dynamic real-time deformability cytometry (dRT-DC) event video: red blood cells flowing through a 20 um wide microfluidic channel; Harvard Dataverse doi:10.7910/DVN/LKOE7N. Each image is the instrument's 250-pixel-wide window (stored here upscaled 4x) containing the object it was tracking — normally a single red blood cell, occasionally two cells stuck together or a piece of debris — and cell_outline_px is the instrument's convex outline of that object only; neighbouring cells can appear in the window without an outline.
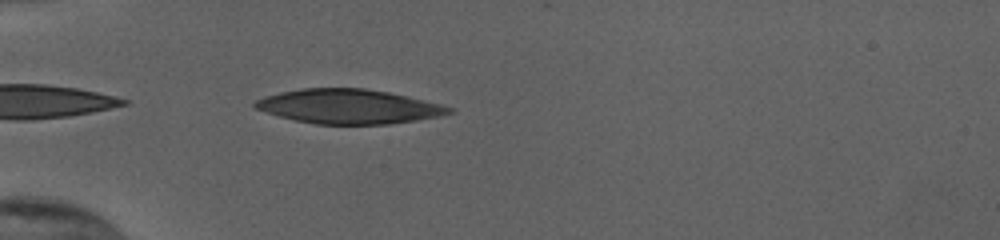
{"species": "human", "species_latin": "Homo sapiens", "temperature_condition": "cold", "stored_images_in_passage": 37, "camera_frame_rate_fps": 3000, "um_per_image_px": 0.085, "donor": {"sex": "female"}, "frame": {"image": 1, "passage_image": 1, "time_ms": 0.0, "image_size_px": [1000, 240], "cell_outline_px": [[452, 112], [440, 116], [416, 120], [388, 124], [316, 124], [296, 120], [280, 116], [256, 108], [252, 104], [256, 100], [264, 96], [280, 92], [300, 88], [364, 88], [388, 92], [440, 104], [452, 108]], "centroid_in_image_um": [29.62, 9.04], "position_along_channel_um": 55.4, "area_um2": 38.49}}
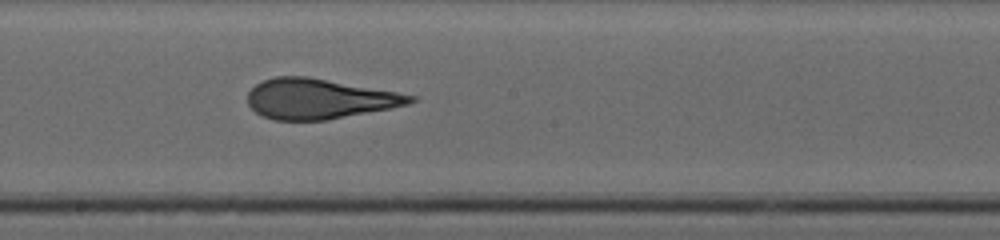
{"frame": {"image": 2, "passage_image": 15, "time_ms": 4.667, "image_size_px": [1000, 240], "cell_outline_px": [[416, 100], [408, 104], [392, 108], [328, 120], [276, 120], [264, 116], [256, 112], [248, 104], [248, 92], [256, 84], [264, 80], [276, 76], [308, 76], [396, 92], [416, 96]], "centroid_in_image_um": [27.13, 8.4], "position_along_channel_um": 221.1, "area_um2": 37.86}}
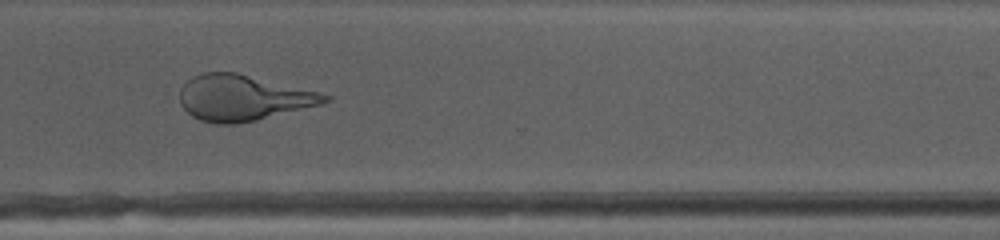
{"frame": {"image": 3, "passage_image": 25, "time_ms": 8.0, "image_size_px": [1000, 240], "cell_outline_px": [[332, 100], [320, 104], [256, 120], [236, 124], [212, 124], [200, 120], [192, 116], [180, 104], [180, 88], [192, 76], [204, 72], [236, 72], [320, 92], [332, 96]], "centroid_in_image_um": [20.63, 8.31], "position_along_channel_um": 350.0, "area_um2": 38.61}, "authors_computed_cell_mechanics": {"area_um2": 39.015, "velocity_mm_per_s": 3.8734, "shape_relaxation_time_tau1_ms": 9.0171, "shape_relaxation_time_tau2_ms": 1.2275, "deformation_change_tau1": 0.286, "deformation_change_tau2": 0.0972}}